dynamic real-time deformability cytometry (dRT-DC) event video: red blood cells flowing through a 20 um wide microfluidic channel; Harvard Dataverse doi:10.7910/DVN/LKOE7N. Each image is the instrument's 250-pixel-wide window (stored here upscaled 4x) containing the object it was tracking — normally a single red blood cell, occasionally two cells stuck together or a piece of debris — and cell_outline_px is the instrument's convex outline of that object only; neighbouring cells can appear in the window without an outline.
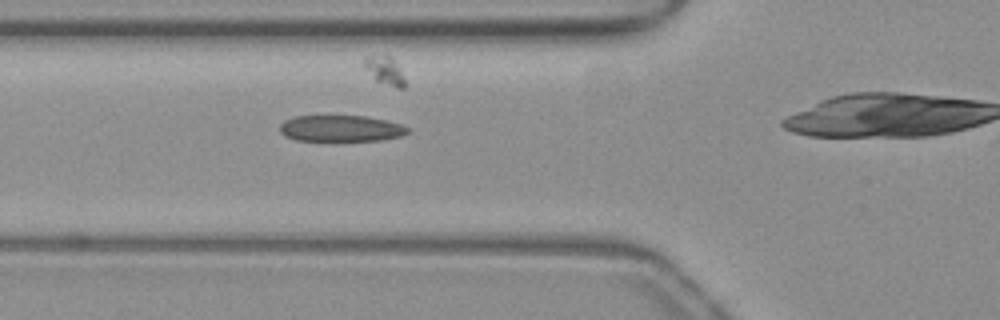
{"species": "common noctule bat (a hibernating species)", "species_latin": "Nyctalus noctula", "temperature_condition": "warm", "stored_images_in_passage": 28, "camera_frame_rate_fps": 3000, "um_per_image_px": 0.085, "animal": {"sex": "female", "body_mass_g": 19.3, "forearm_length_mm": 54.1}, "frame": {"image": 1, "passage_image": 5, "time_ms": 1.333, "image_size_px": [1000, 320], "cell_outline_px": [[408, 132], [400, 136], [380, 140], [296, 140], [284, 136], [280, 132], [280, 124], [284, 120], [296, 116], [364, 116], [384, 120], [400, 124], [408, 128]], "centroid_in_image_um": [28.92, 10.91], "position_along_channel_um": 96.9, "area_um2": 19.31}}
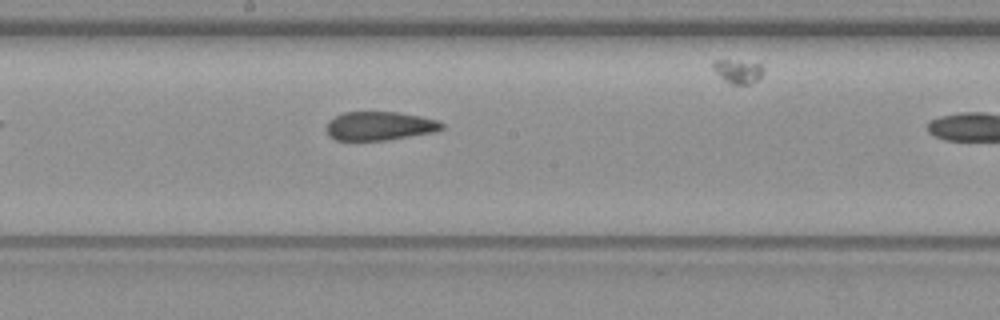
{"frame": {"image": 2, "passage_image": 14, "time_ms": 4.333, "image_size_px": [1000, 320], "cell_outline_px": [[444, 128], [436, 132], [388, 140], [336, 140], [328, 136], [324, 128], [328, 120], [344, 112], [396, 112], [420, 116], [436, 120], [444, 124]], "centroid_in_image_um": [32.24, 10.71], "position_along_channel_um": 216.0, "area_um2": 19.54}}
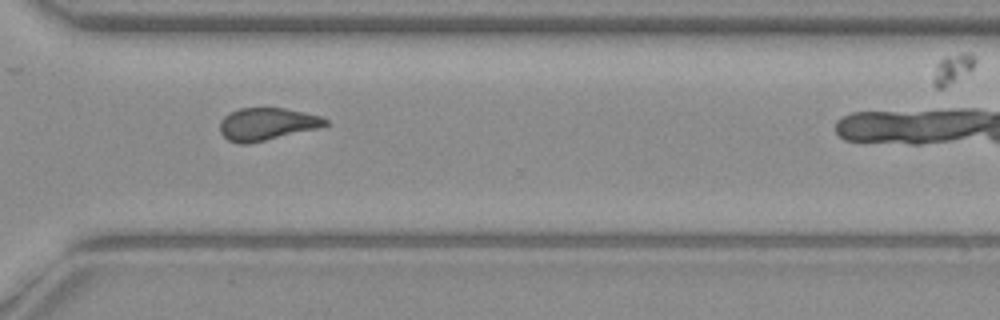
{"frame": {"image": 3, "passage_image": 24, "time_ms": 7.667, "image_size_px": [1000, 320], "cell_outline_px": [[328, 124], [320, 128], [248, 144], [240, 144], [228, 140], [220, 132], [220, 120], [224, 116], [240, 108], [284, 108], [304, 112], [320, 116], [328, 120]], "centroid_in_image_um": [22.69, 10.55], "position_along_channel_um": 347.9, "area_um2": 19.94}}